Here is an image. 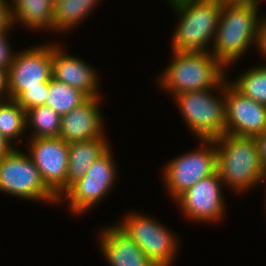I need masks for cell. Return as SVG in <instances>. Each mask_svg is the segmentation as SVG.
Segmentation results:
<instances>
[{"label":"cell","mask_w":266,"mask_h":266,"mask_svg":"<svg viewBox=\"0 0 266 266\" xmlns=\"http://www.w3.org/2000/svg\"><path fill=\"white\" fill-rule=\"evenodd\" d=\"M215 89L221 94L218 98L212 94ZM174 101L197 140H214L225 134V81L218 88L179 93Z\"/></svg>","instance_id":"cell-5"},{"label":"cell","mask_w":266,"mask_h":266,"mask_svg":"<svg viewBox=\"0 0 266 266\" xmlns=\"http://www.w3.org/2000/svg\"><path fill=\"white\" fill-rule=\"evenodd\" d=\"M239 92L266 105V65H256L230 82Z\"/></svg>","instance_id":"cell-23"},{"label":"cell","mask_w":266,"mask_h":266,"mask_svg":"<svg viewBox=\"0 0 266 266\" xmlns=\"http://www.w3.org/2000/svg\"><path fill=\"white\" fill-rule=\"evenodd\" d=\"M10 1L14 27L19 23L29 30H53L54 3L51 0Z\"/></svg>","instance_id":"cell-18"},{"label":"cell","mask_w":266,"mask_h":266,"mask_svg":"<svg viewBox=\"0 0 266 266\" xmlns=\"http://www.w3.org/2000/svg\"><path fill=\"white\" fill-rule=\"evenodd\" d=\"M116 225L137 243L156 266L173 265L180 245L178 237L156 218L132 212Z\"/></svg>","instance_id":"cell-7"},{"label":"cell","mask_w":266,"mask_h":266,"mask_svg":"<svg viewBox=\"0 0 266 266\" xmlns=\"http://www.w3.org/2000/svg\"><path fill=\"white\" fill-rule=\"evenodd\" d=\"M101 97H89L80 106L62 115L59 137L68 144L96 138H107L100 113Z\"/></svg>","instance_id":"cell-15"},{"label":"cell","mask_w":266,"mask_h":266,"mask_svg":"<svg viewBox=\"0 0 266 266\" xmlns=\"http://www.w3.org/2000/svg\"><path fill=\"white\" fill-rule=\"evenodd\" d=\"M25 130L26 111L14 99L0 101V133L14 146L16 139L23 143Z\"/></svg>","instance_id":"cell-20"},{"label":"cell","mask_w":266,"mask_h":266,"mask_svg":"<svg viewBox=\"0 0 266 266\" xmlns=\"http://www.w3.org/2000/svg\"><path fill=\"white\" fill-rule=\"evenodd\" d=\"M88 98L81 90L52 78L49 81V93L45 105L62 116L80 106Z\"/></svg>","instance_id":"cell-21"},{"label":"cell","mask_w":266,"mask_h":266,"mask_svg":"<svg viewBox=\"0 0 266 266\" xmlns=\"http://www.w3.org/2000/svg\"><path fill=\"white\" fill-rule=\"evenodd\" d=\"M259 149V155L263 171L266 175V131L255 137Z\"/></svg>","instance_id":"cell-29"},{"label":"cell","mask_w":266,"mask_h":266,"mask_svg":"<svg viewBox=\"0 0 266 266\" xmlns=\"http://www.w3.org/2000/svg\"><path fill=\"white\" fill-rule=\"evenodd\" d=\"M225 134L256 137L266 131V105L239 92L225 80Z\"/></svg>","instance_id":"cell-13"},{"label":"cell","mask_w":266,"mask_h":266,"mask_svg":"<svg viewBox=\"0 0 266 266\" xmlns=\"http://www.w3.org/2000/svg\"><path fill=\"white\" fill-rule=\"evenodd\" d=\"M62 116L46 105L26 111V127L33 129L30 138L59 137Z\"/></svg>","instance_id":"cell-22"},{"label":"cell","mask_w":266,"mask_h":266,"mask_svg":"<svg viewBox=\"0 0 266 266\" xmlns=\"http://www.w3.org/2000/svg\"><path fill=\"white\" fill-rule=\"evenodd\" d=\"M172 61L158 78V86L173 96L218 88L228 77L226 67L210 52L172 51Z\"/></svg>","instance_id":"cell-4"},{"label":"cell","mask_w":266,"mask_h":266,"mask_svg":"<svg viewBox=\"0 0 266 266\" xmlns=\"http://www.w3.org/2000/svg\"><path fill=\"white\" fill-rule=\"evenodd\" d=\"M108 143L106 138H96L69 144L66 190L86 174L91 164L110 147Z\"/></svg>","instance_id":"cell-17"},{"label":"cell","mask_w":266,"mask_h":266,"mask_svg":"<svg viewBox=\"0 0 266 266\" xmlns=\"http://www.w3.org/2000/svg\"><path fill=\"white\" fill-rule=\"evenodd\" d=\"M54 4L57 3L60 0H51Z\"/></svg>","instance_id":"cell-31"},{"label":"cell","mask_w":266,"mask_h":266,"mask_svg":"<svg viewBox=\"0 0 266 266\" xmlns=\"http://www.w3.org/2000/svg\"><path fill=\"white\" fill-rule=\"evenodd\" d=\"M0 192L18 199L58 203V197L45 185L28 152L23 153L15 146L0 159Z\"/></svg>","instance_id":"cell-6"},{"label":"cell","mask_w":266,"mask_h":266,"mask_svg":"<svg viewBox=\"0 0 266 266\" xmlns=\"http://www.w3.org/2000/svg\"><path fill=\"white\" fill-rule=\"evenodd\" d=\"M201 147L170 160L163 168V182L170 198L176 200L199 180L217 172L214 140H200Z\"/></svg>","instance_id":"cell-9"},{"label":"cell","mask_w":266,"mask_h":266,"mask_svg":"<svg viewBox=\"0 0 266 266\" xmlns=\"http://www.w3.org/2000/svg\"><path fill=\"white\" fill-rule=\"evenodd\" d=\"M217 151V171L223 187L234 193L248 192L266 179L255 137L224 134L214 139Z\"/></svg>","instance_id":"cell-2"},{"label":"cell","mask_w":266,"mask_h":266,"mask_svg":"<svg viewBox=\"0 0 266 266\" xmlns=\"http://www.w3.org/2000/svg\"><path fill=\"white\" fill-rule=\"evenodd\" d=\"M261 0H223L211 54L226 68L232 66L252 45L256 48L262 16Z\"/></svg>","instance_id":"cell-1"},{"label":"cell","mask_w":266,"mask_h":266,"mask_svg":"<svg viewBox=\"0 0 266 266\" xmlns=\"http://www.w3.org/2000/svg\"><path fill=\"white\" fill-rule=\"evenodd\" d=\"M223 182L220 174L209 175L181 194L175 201L186 218L198 222L221 221L225 215Z\"/></svg>","instance_id":"cell-11"},{"label":"cell","mask_w":266,"mask_h":266,"mask_svg":"<svg viewBox=\"0 0 266 266\" xmlns=\"http://www.w3.org/2000/svg\"><path fill=\"white\" fill-rule=\"evenodd\" d=\"M10 99L9 70L0 69V101Z\"/></svg>","instance_id":"cell-28"},{"label":"cell","mask_w":266,"mask_h":266,"mask_svg":"<svg viewBox=\"0 0 266 266\" xmlns=\"http://www.w3.org/2000/svg\"><path fill=\"white\" fill-rule=\"evenodd\" d=\"M13 28L10 0H0V33Z\"/></svg>","instance_id":"cell-26"},{"label":"cell","mask_w":266,"mask_h":266,"mask_svg":"<svg viewBox=\"0 0 266 266\" xmlns=\"http://www.w3.org/2000/svg\"><path fill=\"white\" fill-rule=\"evenodd\" d=\"M59 44H52V76L55 80L81 90L88 97H101L99 74L79 57L65 54Z\"/></svg>","instance_id":"cell-14"},{"label":"cell","mask_w":266,"mask_h":266,"mask_svg":"<svg viewBox=\"0 0 266 266\" xmlns=\"http://www.w3.org/2000/svg\"><path fill=\"white\" fill-rule=\"evenodd\" d=\"M52 78V43L19 51L9 69L10 99L28 88L41 87V83H49Z\"/></svg>","instance_id":"cell-12"},{"label":"cell","mask_w":266,"mask_h":266,"mask_svg":"<svg viewBox=\"0 0 266 266\" xmlns=\"http://www.w3.org/2000/svg\"><path fill=\"white\" fill-rule=\"evenodd\" d=\"M167 1L175 15L178 14L172 51L211 52L209 42L213 44L223 0Z\"/></svg>","instance_id":"cell-3"},{"label":"cell","mask_w":266,"mask_h":266,"mask_svg":"<svg viewBox=\"0 0 266 266\" xmlns=\"http://www.w3.org/2000/svg\"><path fill=\"white\" fill-rule=\"evenodd\" d=\"M9 28L8 30L0 33V69L9 70L10 65L13 61L15 56L14 51L11 50V45L9 44V36L8 33L11 31Z\"/></svg>","instance_id":"cell-25"},{"label":"cell","mask_w":266,"mask_h":266,"mask_svg":"<svg viewBox=\"0 0 266 266\" xmlns=\"http://www.w3.org/2000/svg\"><path fill=\"white\" fill-rule=\"evenodd\" d=\"M116 168L113 153L109 147L91 164L86 174L58 198V203L67 200L71 212L76 215L85 214L111 192L117 180Z\"/></svg>","instance_id":"cell-8"},{"label":"cell","mask_w":266,"mask_h":266,"mask_svg":"<svg viewBox=\"0 0 266 266\" xmlns=\"http://www.w3.org/2000/svg\"><path fill=\"white\" fill-rule=\"evenodd\" d=\"M49 93V83H41V87L23 90L14 100L25 110L45 105Z\"/></svg>","instance_id":"cell-24"},{"label":"cell","mask_w":266,"mask_h":266,"mask_svg":"<svg viewBox=\"0 0 266 266\" xmlns=\"http://www.w3.org/2000/svg\"><path fill=\"white\" fill-rule=\"evenodd\" d=\"M256 48L258 49L257 51L261 53V56H264V58H266V16H263L260 23Z\"/></svg>","instance_id":"cell-27"},{"label":"cell","mask_w":266,"mask_h":266,"mask_svg":"<svg viewBox=\"0 0 266 266\" xmlns=\"http://www.w3.org/2000/svg\"><path fill=\"white\" fill-rule=\"evenodd\" d=\"M99 232V250L110 266H156L116 224Z\"/></svg>","instance_id":"cell-16"},{"label":"cell","mask_w":266,"mask_h":266,"mask_svg":"<svg viewBox=\"0 0 266 266\" xmlns=\"http://www.w3.org/2000/svg\"><path fill=\"white\" fill-rule=\"evenodd\" d=\"M100 0H60L54 4L53 31L65 33L77 27Z\"/></svg>","instance_id":"cell-19"},{"label":"cell","mask_w":266,"mask_h":266,"mask_svg":"<svg viewBox=\"0 0 266 266\" xmlns=\"http://www.w3.org/2000/svg\"><path fill=\"white\" fill-rule=\"evenodd\" d=\"M13 148V145L0 133V159L6 156Z\"/></svg>","instance_id":"cell-30"},{"label":"cell","mask_w":266,"mask_h":266,"mask_svg":"<svg viewBox=\"0 0 266 266\" xmlns=\"http://www.w3.org/2000/svg\"><path fill=\"white\" fill-rule=\"evenodd\" d=\"M28 139V154L45 185L59 198L66 191L69 144L60 137Z\"/></svg>","instance_id":"cell-10"}]
</instances>
